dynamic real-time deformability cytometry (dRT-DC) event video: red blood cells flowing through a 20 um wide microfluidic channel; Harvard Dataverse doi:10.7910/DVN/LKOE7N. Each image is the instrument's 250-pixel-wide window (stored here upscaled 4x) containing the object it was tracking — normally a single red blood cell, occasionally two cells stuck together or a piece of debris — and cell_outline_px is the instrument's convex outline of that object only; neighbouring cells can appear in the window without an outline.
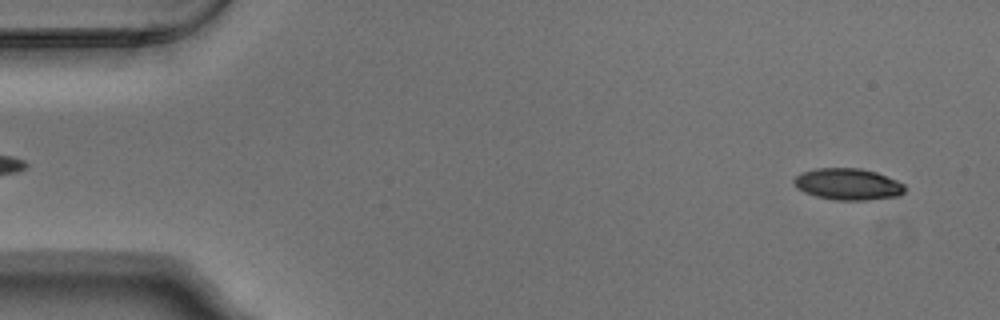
{"species": "Egyptian fruit bat (a non-hibernating species)", "species_latin": "Rousettus aegyptiacus", "temperature_condition": "warm", "stored_images_in_passage": 53, "camera_frame_rate_fps": 3000, "um_per_image_px": 0.085, "animal": {"sex": "male"}, "frame": {"image": 1, "passage_image": 3, "time_ms": 0.667, "image_size_px": [1000, 320], "cell_outline_px": [[904, 192], [900, 196], [868, 200], [836, 200], [816, 196], [804, 192], [796, 188], [792, 180], [800, 172], [816, 168], [860, 168], [876, 172], [896, 180], [904, 184]], "centroid_in_image_um": [72.05, 15.65], "position_along_channel_um": 13.0, "area_um2": 20.52}}
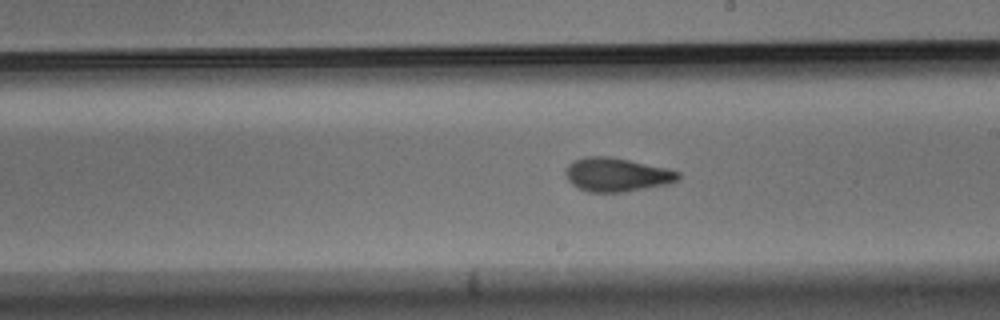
{"frame": {"image": 2, "passage_image": 30, "time_ms": 9.667, "image_size_px": [1000, 320], "cell_outline_px": [[680, 180], [668, 184], [624, 192], [588, 192], [576, 188], [568, 180], [564, 172], [568, 164], [584, 156], [612, 156], [664, 168], [680, 172]], "centroid_in_image_um": [52.4, 14.85], "position_along_channel_um": 236.6, "area_um2": 22.25}}
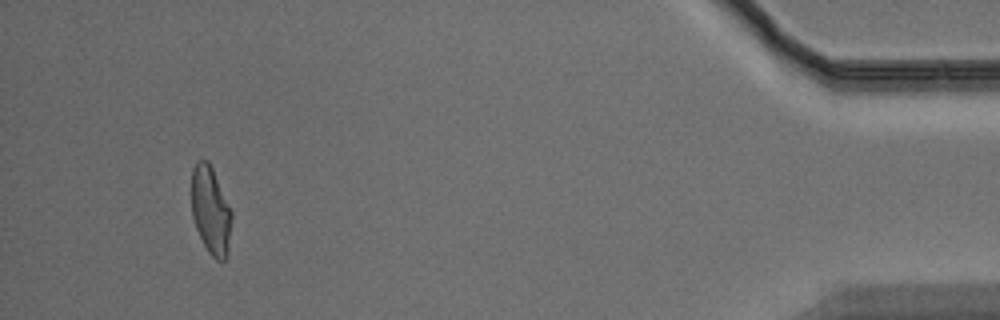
{"frame": {"image": 3, "passage_image": 50, "time_ms": 16.333, "image_size_px": [1000, 320], "cell_outline_px": [[232, 216], [228, 256], [224, 260], [216, 260], [208, 252], [196, 228], [192, 216], [192, 168], [196, 160], [208, 160], [212, 168], [232, 212]], "centroid_in_image_um": [17.91, 17.9], "position_along_channel_um": 417.3, "area_um2": 20.52}, "authors_computed_cell_mechanics": {"area_um2": 21.3282, "velocity_mm_per_s": 3.7707, "shape_relaxation_time_tau1_ms": 7.1045, "shape_relaxation_time_tau2_ms": 2.1982, "deformation_change_tau1": 0.2203, "deformation_change_tau2": 0.0969}}